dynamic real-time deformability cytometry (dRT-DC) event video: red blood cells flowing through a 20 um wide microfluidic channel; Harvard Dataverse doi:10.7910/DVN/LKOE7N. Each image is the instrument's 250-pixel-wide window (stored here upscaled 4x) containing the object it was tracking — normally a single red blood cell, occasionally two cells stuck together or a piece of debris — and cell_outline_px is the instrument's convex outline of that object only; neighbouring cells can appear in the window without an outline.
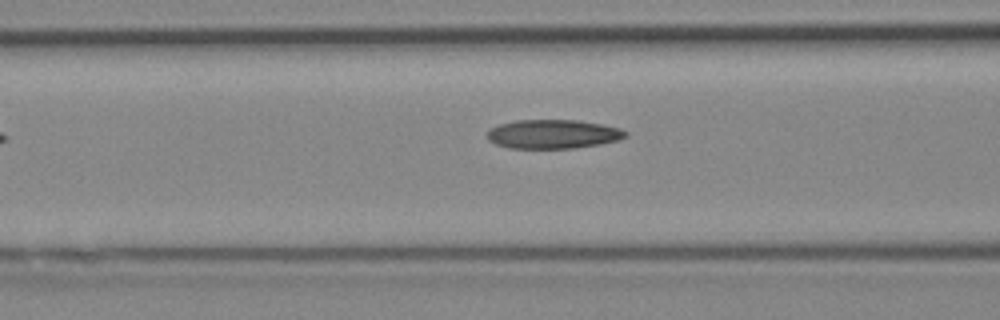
{"species": "Egyptian fruit bat (a non-hibernating species)", "species_latin": "Rousettus aegyptiacus", "temperature_condition": "cold", "stored_images_in_passage": 4, "camera_frame_rate_fps": 3000, "um_per_image_px": 0.085, "animal": {"sex": "female"}, "frame": {"image": 1, "passage_image": 3, "time_ms": 0.667, "image_size_px": [1000, 320], "cell_outline_px": [[628, 136], [620, 140], [600, 144], [576, 148], [508, 148], [496, 144], [488, 140], [488, 128], [500, 124], [516, 120], [576, 120], [600, 124], [620, 128], [628, 132]], "centroid_in_image_um": [47.02, 11.4], "position_along_channel_um": 119.6, "area_um2": 23.47}}
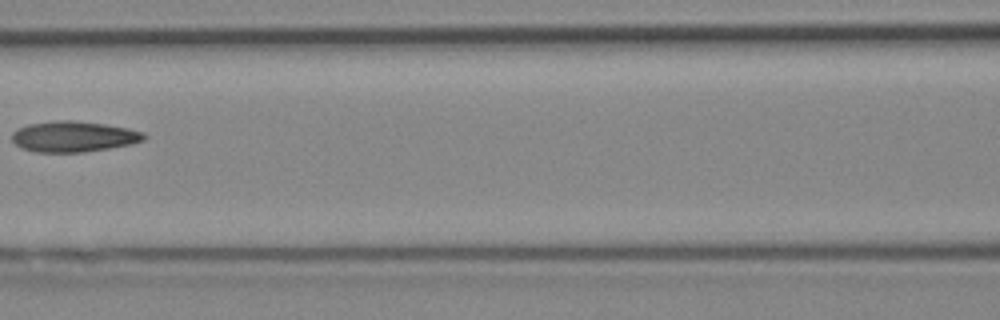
{"frame": {"image": 2, "passage_image": 4, "time_ms": 1.0, "image_size_px": [1000, 320], "cell_outline_px": [[148, 136], [144, 140], [132, 144], [84, 152], [36, 152], [20, 148], [12, 140], [12, 132], [16, 128], [28, 124], [56, 120], [72, 120], [104, 124], [128, 128], [144, 132]], "centroid_in_image_um": [6.25, 11.6], "position_along_channel_um": 160.4, "area_um2": 23.81}}